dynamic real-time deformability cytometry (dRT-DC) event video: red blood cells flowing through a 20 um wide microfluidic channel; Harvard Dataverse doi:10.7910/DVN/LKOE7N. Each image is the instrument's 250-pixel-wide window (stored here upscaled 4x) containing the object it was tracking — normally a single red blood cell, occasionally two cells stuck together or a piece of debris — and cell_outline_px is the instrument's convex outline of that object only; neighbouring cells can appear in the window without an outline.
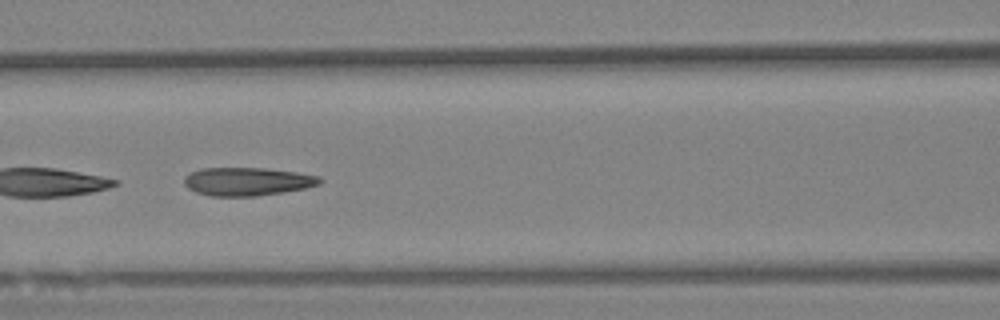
{"species": "Egyptian fruit bat (a non-hibernating species)", "species_latin": "Rousettus aegyptiacus", "temperature_condition": "warm", "stored_images_in_passage": 66, "camera_frame_rate_fps": 3000, "um_per_image_px": 0.085, "animal": {"sex": "female"}, "frame": {"image": 1, "passage_image": 29, "time_ms": 9.333, "image_size_px": [1000, 320], "cell_outline_px": [[324, 180], [320, 184], [304, 188], [284, 192], [256, 196], [212, 196], [196, 192], [188, 188], [184, 184], [184, 176], [188, 172], [200, 168], [264, 168], [300, 172], [320, 176]], "centroid_in_image_um": [21.03, 15.42], "position_along_channel_um": 145.6, "area_um2": 22.6}, "authors_computed_cell_mechanics": {"area_um2": 22.6865, "velocity_mm_per_s": 3.0437, "shape_relaxation_time_tau1_ms": null, "shape_relaxation_time_tau2_ms": 2.0941, "deformation_change_tau1": null, "deformation_change_tau2": 0.1011}}